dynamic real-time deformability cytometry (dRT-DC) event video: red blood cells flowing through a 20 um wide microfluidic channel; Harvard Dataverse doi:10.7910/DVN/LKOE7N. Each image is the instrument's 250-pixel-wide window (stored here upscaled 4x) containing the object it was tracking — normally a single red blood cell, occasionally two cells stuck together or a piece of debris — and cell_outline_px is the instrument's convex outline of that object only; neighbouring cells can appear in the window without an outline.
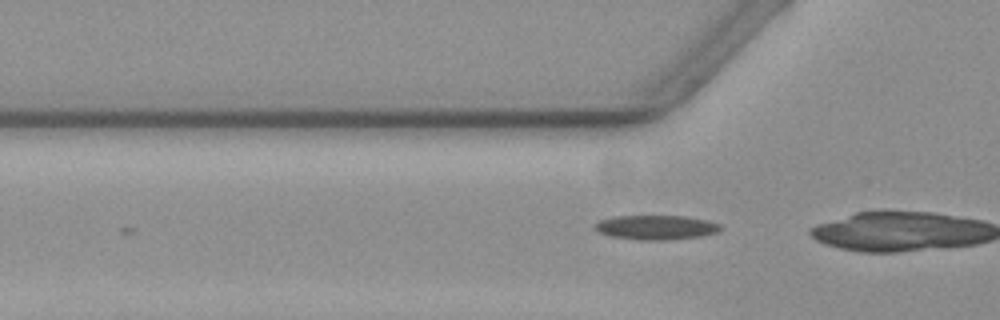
{"species": "common noctule bat (a hibernating species)", "species_latin": "Nyctalus noctula", "temperature_condition": "warm", "stored_images_in_passage": 7, "camera_frame_rate_fps": 3000, "um_per_image_px": 0.085, "animal": {"sex": "female", "body_mass_g": 19.3, "forearm_length_mm": 54.1}, "frame": {"image": 1, "passage_image": 4, "time_ms": 1.0, "image_size_px": [1000, 320], "cell_outline_px": [[724, 228], [716, 232], [700, 236], [668, 240], [640, 240], [612, 236], [600, 232], [592, 228], [592, 224], [600, 220], [616, 216], [688, 216], [708, 220], [720, 224]], "centroid_in_image_um": [55.77, 19.32], "position_along_channel_um": 70.0, "area_um2": 17.98}}